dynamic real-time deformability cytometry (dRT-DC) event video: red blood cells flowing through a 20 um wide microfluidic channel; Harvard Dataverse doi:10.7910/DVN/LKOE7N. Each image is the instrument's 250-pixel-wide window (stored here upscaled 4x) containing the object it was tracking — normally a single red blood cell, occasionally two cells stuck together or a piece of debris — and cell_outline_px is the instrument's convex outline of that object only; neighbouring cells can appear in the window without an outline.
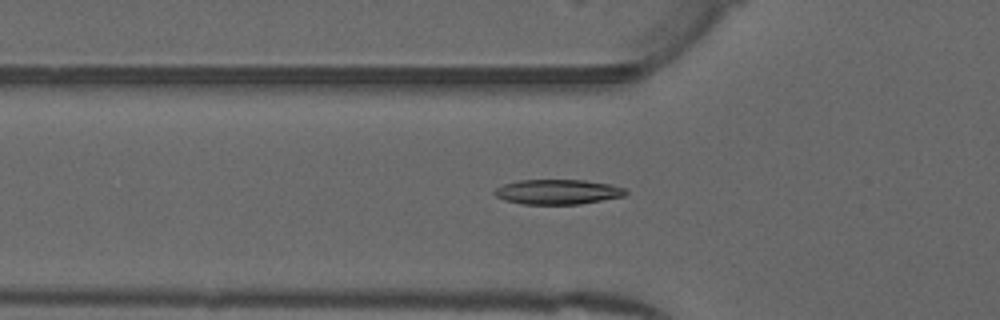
{"species": "common noctule bat (a hibernating species)", "species_latin": "Nyctalus noctula", "temperature_condition": "warm", "stored_images_in_passage": 39, "camera_frame_rate_fps": 3000, "um_per_image_px": 0.085, "animal": {"sex": "male", "forearm_length_mm": 52.5}, "frame": {"image": 1, "passage_image": 5, "time_ms": 1.333, "image_size_px": [1000, 320], "cell_outline_px": [[628, 192], [624, 196], [580, 204], [524, 204], [504, 200], [496, 196], [492, 192], [496, 188], [504, 184], [520, 180], [584, 180], [612, 184], [624, 188]], "centroid_in_image_um": [47.41, 16.3], "position_along_channel_um": 78.4, "area_um2": 19.02}}
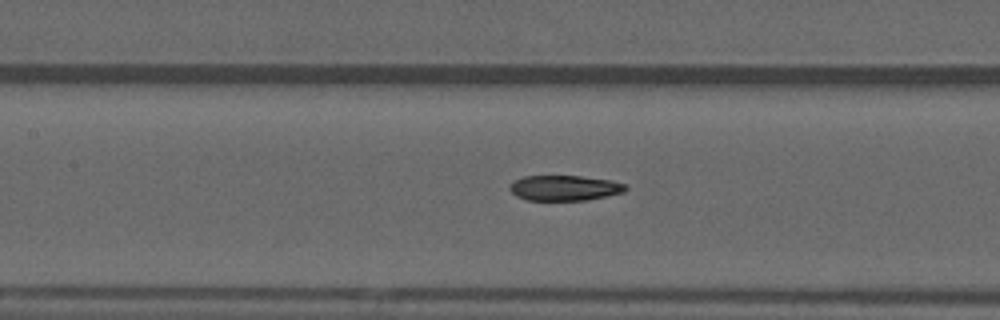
{"frame": {"image": 2, "passage_image": 11, "time_ms": 3.333, "image_size_px": [1000, 320], "cell_outline_px": [[628, 188], [624, 192], [588, 200], [528, 200], [516, 196], [508, 188], [512, 180], [524, 176], [580, 176], [608, 180], [624, 184]], "centroid_in_image_um": [47.94, 15.98], "position_along_channel_um": 159.5, "area_um2": 17.05}}
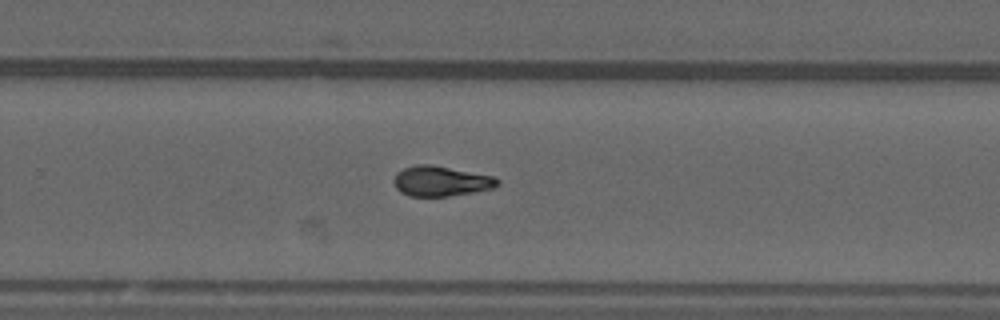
{"frame": {"image": 3, "passage_image": 21, "time_ms": 6.667, "image_size_px": [1000, 320], "cell_outline_px": [[500, 184], [492, 188], [472, 192], [448, 196], [408, 196], [400, 192], [396, 188], [392, 180], [396, 172], [404, 168], [420, 164], [428, 164], [496, 176], [500, 180]], "centroid_in_image_um": [37.47, 15.39], "position_along_channel_um": 292.3, "area_um2": 18.26}, "authors_computed_cell_mechanics": {"area_um2": 17.9758, "velocity_mm_per_s": 4.0067, "shape_relaxation_time_tau1_ms": null, "shape_relaxation_time_tau2_ms": 3.2646, "deformation_change_tau1": null, "deformation_change_tau2": 0.0903}}